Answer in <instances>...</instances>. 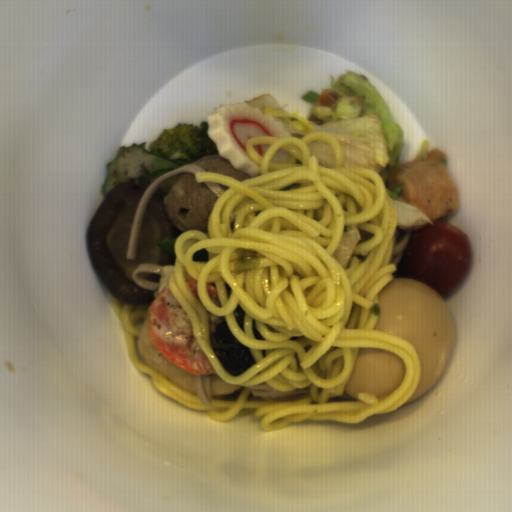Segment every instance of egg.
<instances>
[{"mask_svg":"<svg viewBox=\"0 0 512 512\" xmlns=\"http://www.w3.org/2000/svg\"><path fill=\"white\" fill-rule=\"evenodd\" d=\"M377 297L373 330L404 338L420 358V381L406 405L428 393L446 368L455 343L452 311L439 292L414 278L394 277Z\"/></svg>","mask_w":512,"mask_h":512,"instance_id":"obj_1","label":"egg"},{"mask_svg":"<svg viewBox=\"0 0 512 512\" xmlns=\"http://www.w3.org/2000/svg\"><path fill=\"white\" fill-rule=\"evenodd\" d=\"M406 369L403 358L391 351L359 348L344 391L357 401L359 392L375 394L378 398L394 394L403 382Z\"/></svg>","mask_w":512,"mask_h":512,"instance_id":"obj_2","label":"egg"}]
</instances>
